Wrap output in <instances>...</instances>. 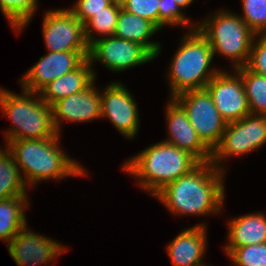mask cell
<instances>
[{
	"label": "cell",
	"instance_id": "obj_1",
	"mask_svg": "<svg viewBox=\"0 0 266 266\" xmlns=\"http://www.w3.org/2000/svg\"><path fill=\"white\" fill-rule=\"evenodd\" d=\"M225 171L201 162L190 173L167 184L154 197L175 215H210L223 207Z\"/></svg>",
	"mask_w": 266,
	"mask_h": 266
},
{
	"label": "cell",
	"instance_id": "obj_2",
	"mask_svg": "<svg viewBox=\"0 0 266 266\" xmlns=\"http://www.w3.org/2000/svg\"><path fill=\"white\" fill-rule=\"evenodd\" d=\"M59 138L13 140L6 144L29 187L46 179L86 175L85 168L60 149Z\"/></svg>",
	"mask_w": 266,
	"mask_h": 266
},
{
	"label": "cell",
	"instance_id": "obj_3",
	"mask_svg": "<svg viewBox=\"0 0 266 266\" xmlns=\"http://www.w3.org/2000/svg\"><path fill=\"white\" fill-rule=\"evenodd\" d=\"M200 163L188 151L162 140L127 160L123 169L137 177L138 186L154 196L167 184L190 173Z\"/></svg>",
	"mask_w": 266,
	"mask_h": 266
},
{
	"label": "cell",
	"instance_id": "obj_4",
	"mask_svg": "<svg viewBox=\"0 0 266 266\" xmlns=\"http://www.w3.org/2000/svg\"><path fill=\"white\" fill-rule=\"evenodd\" d=\"M188 32L183 36L181 46L169 65L167 76L171 86L170 98L186 91L205 89L207 83L220 71L210 68L214 55L206 37L197 27Z\"/></svg>",
	"mask_w": 266,
	"mask_h": 266
},
{
	"label": "cell",
	"instance_id": "obj_5",
	"mask_svg": "<svg viewBox=\"0 0 266 266\" xmlns=\"http://www.w3.org/2000/svg\"><path fill=\"white\" fill-rule=\"evenodd\" d=\"M22 91V95H18L0 88V110L14 125L4 132L6 144L13 140L59 136L53 124L52 107L42 100L39 93Z\"/></svg>",
	"mask_w": 266,
	"mask_h": 266
},
{
	"label": "cell",
	"instance_id": "obj_6",
	"mask_svg": "<svg viewBox=\"0 0 266 266\" xmlns=\"http://www.w3.org/2000/svg\"><path fill=\"white\" fill-rule=\"evenodd\" d=\"M196 27L208 40L214 56L219 53L233 60L234 70L247 65L257 35L239 15L220 10Z\"/></svg>",
	"mask_w": 266,
	"mask_h": 266
},
{
	"label": "cell",
	"instance_id": "obj_7",
	"mask_svg": "<svg viewBox=\"0 0 266 266\" xmlns=\"http://www.w3.org/2000/svg\"><path fill=\"white\" fill-rule=\"evenodd\" d=\"M186 111L190 124L201 141L211 150L220 142L227 122L217 110L208 90L183 92L174 98Z\"/></svg>",
	"mask_w": 266,
	"mask_h": 266
},
{
	"label": "cell",
	"instance_id": "obj_8",
	"mask_svg": "<svg viewBox=\"0 0 266 266\" xmlns=\"http://www.w3.org/2000/svg\"><path fill=\"white\" fill-rule=\"evenodd\" d=\"M42 28L49 52H89L84 24L69 9L47 10Z\"/></svg>",
	"mask_w": 266,
	"mask_h": 266
},
{
	"label": "cell",
	"instance_id": "obj_9",
	"mask_svg": "<svg viewBox=\"0 0 266 266\" xmlns=\"http://www.w3.org/2000/svg\"><path fill=\"white\" fill-rule=\"evenodd\" d=\"M91 64L99 62L114 72L151 62L155 59L139 43L113 36L96 38L89 46Z\"/></svg>",
	"mask_w": 266,
	"mask_h": 266
},
{
	"label": "cell",
	"instance_id": "obj_10",
	"mask_svg": "<svg viewBox=\"0 0 266 266\" xmlns=\"http://www.w3.org/2000/svg\"><path fill=\"white\" fill-rule=\"evenodd\" d=\"M214 104L227 122L238 121L251 114L241 76L219 71L206 85Z\"/></svg>",
	"mask_w": 266,
	"mask_h": 266
},
{
	"label": "cell",
	"instance_id": "obj_11",
	"mask_svg": "<svg viewBox=\"0 0 266 266\" xmlns=\"http://www.w3.org/2000/svg\"><path fill=\"white\" fill-rule=\"evenodd\" d=\"M131 93L120 82L106 86L101 93V118H108L114 127L126 138L137 135L139 114L137 103Z\"/></svg>",
	"mask_w": 266,
	"mask_h": 266
},
{
	"label": "cell",
	"instance_id": "obj_12",
	"mask_svg": "<svg viewBox=\"0 0 266 266\" xmlns=\"http://www.w3.org/2000/svg\"><path fill=\"white\" fill-rule=\"evenodd\" d=\"M89 52H49L29 68L20 80L22 89L39 93L47 84L76 69Z\"/></svg>",
	"mask_w": 266,
	"mask_h": 266
},
{
	"label": "cell",
	"instance_id": "obj_13",
	"mask_svg": "<svg viewBox=\"0 0 266 266\" xmlns=\"http://www.w3.org/2000/svg\"><path fill=\"white\" fill-rule=\"evenodd\" d=\"M7 245L10 256L18 266L49 264L57 256L66 252L62 244L28 230L27 226Z\"/></svg>",
	"mask_w": 266,
	"mask_h": 266
},
{
	"label": "cell",
	"instance_id": "obj_14",
	"mask_svg": "<svg viewBox=\"0 0 266 266\" xmlns=\"http://www.w3.org/2000/svg\"><path fill=\"white\" fill-rule=\"evenodd\" d=\"M166 116L169 137L164 142L188 151L200 162H209L212 151L201 141L186 111L174 98L167 105Z\"/></svg>",
	"mask_w": 266,
	"mask_h": 266
},
{
	"label": "cell",
	"instance_id": "obj_15",
	"mask_svg": "<svg viewBox=\"0 0 266 266\" xmlns=\"http://www.w3.org/2000/svg\"><path fill=\"white\" fill-rule=\"evenodd\" d=\"M94 84L95 80L85 90L63 98L51 106L53 124L58 134L61 133L62 119L77 123L101 118V91H98Z\"/></svg>",
	"mask_w": 266,
	"mask_h": 266
},
{
	"label": "cell",
	"instance_id": "obj_16",
	"mask_svg": "<svg viewBox=\"0 0 266 266\" xmlns=\"http://www.w3.org/2000/svg\"><path fill=\"white\" fill-rule=\"evenodd\" d=\"M205 224L184 229L167 247V254L174 266H198L207 246Z\"/></svg>",
	"mask_w": 266,
	"mask_h": 266
},
{
	"label": "cell",
	"instance_id": "obj_17",
	"mask_svg": "<svg viewBox=\"0 0 266 266\" xmlns=\"http://www.w3.org/2000/svg\"><path fill=\"white\" fill-rule=\"evenodd\" d=\"M90 60L85 59L76 69L47 84L40 92L42 100L49 106L75 93L85 90L94 80L96 73Z\"/></svg>",
	"mask_w": 266,
	"mask_h": 266
},
{
	"label": "cell",
	"instance_id": "obj_18",
	"mask_svg": "<svg viewBox=\"0 0 266 266\" xmlns=\"http://www.w3.org/2000/svg\"><path fill=\"white\" fill-rule=\"evenodd\" d=\"M158 31L159 28L149 20L121 8L114 36L139 43L156 58L161 52V45L148 40Z\"/></svg>",
	"mask_w": 266,
	"mask_h": 266
},
{
	"label": "cell",
	"instance_id": "obj_19",
	"mask_svg": "<svg viewBox=\"0 0 266 266\" xmlns=\"http://www.w3.org/2000/svg\"><path fill=\"white\" fill-rule=\"evenodd\" d=\"M228 244L225 248H239L266 243V216L263 213L241 215L228 223Z\"/></svg>",
	"mask_w": 266,
	"mask_h": 266
},
{
	"label": "cell",
	"instance_id": "obj_20",
	"mask_svg": "<svg viewBox=\"0 0 266 266\" xmlns=\"http://www.w3.org/2000/svg\"><path fill=\"white\" fill-rule=\"evenodd\" d=\"M248 153L246 137V117L227 123L220 142L211 155V163L218 169L225 171L221 162L231 156H240Z\"/></svg>",
	"mask_w": 266,
	"mask_h": 266
},
{
	"label": "cell",
	"instance_id": "obj_21",
	"mask_svg": "<svg viewBox=\"0 0 266 266\" xmlns=\"http://www.w3.org/2000/svg\"><path fill=\"white\" fill-rule=\"evenodd\" d=\"M27 196H15L0 200V240L7 242L27 226L26 208L29 206Z\"/></svg>",
	"mask_w": 266,
	"mask_h": 266
},
{
	"label": "cell",
	"instance_id": "obj_22",
	"mask_svg": "<svg viewBox=\"0 0 266 266\" xmlns=\"http://www.w3.org/2000/svg\"><path fill=\"white\" fill-rule=\"evenodd\" d=\"M11 152L0 147V200L27 196L26 183Z\"/></svg>",
	"mask_w": 266,
	"mask_h": 266
},
{
	"label": "cell",
	"instance_id": "obj_23",
	"mask_svg": "<svg viewBox=\"0 0 266 266\" xmlns=\"http://www.w3.org/2000/svg\"><path fill=\"white\" fill-rule=\"evenodd\" d=\"M235 71L243 81L251 114L266 115V76L256 74L246 66Z\"/></svg>",
	"mask_w": 266,
	"mask_h": 266
},
{
	"label": "cell",
	"instance_id": "obj_24",
	"mask_svg": "<svg viewBox=\"0 0 266 266\" xmlns=\"http://www.w3.org/2000/svg\"><path fill=\"white\" fill-rule=\"evenodd\" d=\"M120 9L119 0H114L108 7L104 8V11L94 14L84 24L85 39L89 46L96 40L94 37L96 32L102 36L104 35V37L114 35Z\"/></svg>",
	"mask_w": 266,
	"mask_h": 266
},
{
	"label": "cell",
	"instance_id": "obj_25",
	"mask_svg": "<svg viewBox=\"0 0 266 266\" xmlns=\"http://www.w3.org/2000/svg\"><path fill=\"white\" fill-rule=\"evenodd\" d=\"M38 0H0V9L12 28L23 31L36 12Z\"/></svg>",
	"mask_w": 266,
	"mask_h": 266
},
{
	"label": "cell",
	"instance_id": "obj_26",
	"mask_svg": "<svg viewBox=\"0 0 266 266\" xmlns=\"http://www.w3.org/2000/svg\"><path fill=\"white\" fill-rule=\"evenodd\" d=\"M235 266H266V243L225 248Z\"/></svg>",
	"mask_w": 266,
	"mask_h": 266
},
{
	"label": "cell",
	"instance_id": "obj_27",
	"mask_svg": "<svg viewBox=\"0 0 266 266\" xmlns=\"http://www.w3.org/2000/svg\"><path fill=\"white\" fill-rule=\"evenodd\" d=\"M241 19L257 35H266V0H242Z\"/></svg>",
	"mask_w": 266,
	"mask_h": 266
},
{
	"label": "cell",
	"instance_id": "obj_28",
	"mask_svg": "<svg viewBox=\"0 0 266 266\" xmlns=\"http://www.w3.org/2000/svg\"><path fill=\"white\" fill-rule=\"evenodd\" d=\"M246 137L248 153L266 143V115L246 116Z\"/></svg>",
	"mask_w": 266,
	"mask_h": 266
},
{
	"label": "cell",
	"instance_id": "obj_29",
	"mask_svg": "<svg viewBox=\"0 0 266 266\" xmlns=\"http://www.w3.org/2000/svg\"><path fill=\"white\" fill-rule=\"evenodd\" d=\"M158 13L159 29L163 28L165 25H187V27H189V24L191 25L189 27L190 30L196 28V25L195 27L192 26L190 20H188V17L185 16L186 14L181 11V8L175 0H160Z\"/></svg>",
	"mask_w": 266,
	"mask_h": 266
},
{
	"label": "cell",
	"instance_id": "obj_30",
	"mask_svg": "<svg viewBox=\"0 0 266 266\" xmlns=\"http://www.w3.org/2000/svg\"><path fill=\"white\" fill-rule=\"evenodd\" d=\"M121 8L143 17L159 28L160 0H119Z\"/></svg>",
	"mask_w": 266,
	"mask_h": 266
},
{
	"label": "cell",
	"instance_id": "obj_31",
	"mask_svg": "<svg viewBox=\"0 0 266 266\" xmlns=\"http://www.w3.org/2000/svg\"><path fill=\"white\" fill-rule=\"evenodd\" d=\"M114 0H77L69 9L74 16L85 24L94 14L104 11Z\"/></svg>",
	"mask_w": 266,
	"mask_h": 266
},
{
	"label": "cell",
	"instance_id": "obj_32",
	"mask_svg": "<svg viewBox=\"0 0 266 266\" xmlns=\"http://www.w3.org/2000/svg\"><path fill=\"white\" fill-rule=\"evenodd\" d=\"M246 67L256 74L266 76V35L258 36L257 39L255 37Z\"/></svg>",
	"mask_w": 266,
	"mask_h": 266
},
{
	"label": "cell",
	"instance_id": "obj_33",
	"mask_svg": "<svg viewBox=\"0 0 266 266\" xmlns=\"http://www.w3.org/2000/svg\"><path fill=\"white\" fill-rule=\"evenodd\" d=\"M176 3L179 5V7L181 9H185L186 7L190 6V4L194 1V0H175Z\"/></svg>",
	"mask_w": 266,
	"mask_h": 266
}]
</instances>
